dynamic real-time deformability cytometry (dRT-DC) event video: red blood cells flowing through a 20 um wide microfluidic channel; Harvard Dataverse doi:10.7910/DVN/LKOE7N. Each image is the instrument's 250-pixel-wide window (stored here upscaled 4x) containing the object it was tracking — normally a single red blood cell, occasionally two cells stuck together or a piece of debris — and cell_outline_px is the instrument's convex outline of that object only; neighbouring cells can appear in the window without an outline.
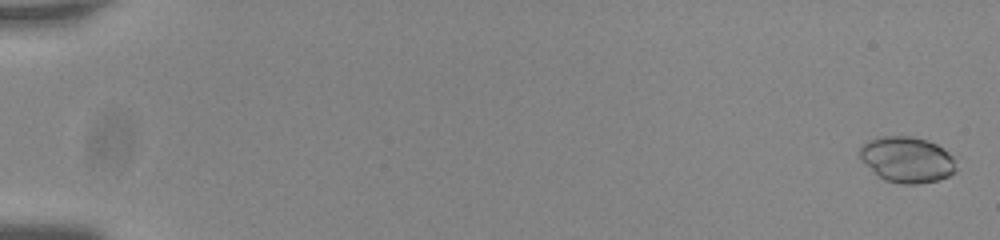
{"species": "common noctule bat (a hibernating species)", "species_latin": "Nyctalus noctula", "temperature_condition": "room temperature", "stored_images_in_passage": 57, "camera_frame_rate_fps": 3000, "um_per_image_px": 0.085, "animal": {"sex": "male", "body_mass_g": 20.0, "forearm_length_mm": 53.3}, "frame": {"image": 1, "passage_image": 2, "time_ms": 0.333, "image_size_px": [1000, 240], "cell_outline_px": [[956, 172], [948, 176], [936, 180], [916, 184], [904, 184], [884, 180], [860, 160], [860, 148], [868, 140], [880, 136], [912, 136], [928, 140], [944, 148], [952, 156], [956, 168]], "centroid_in_image_um": [77.09, 13.55], "position_along_channel_um": 7.9, "area_um2": 25.72}}
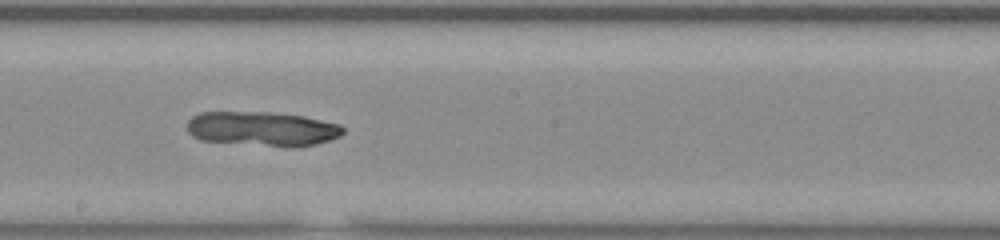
{"frame": {"image": 2, "passage_image": 34, "time_ms": 11.0, "image_size_px": [1000, 240], "cell_outline_px": [[344, 132], [340, 136], [316, 144], [292, 148], [288, 148], [200, 140], [192, 136], [188, 132], [188, 120], [192, 116], [200, 112], [268, 112], [304, 116], [340, 124], [344, 128]], "centroid_in_image_um": [22.3, 10.96], "position_along_channel_um": 225.9, "area_um2": 31.62}}
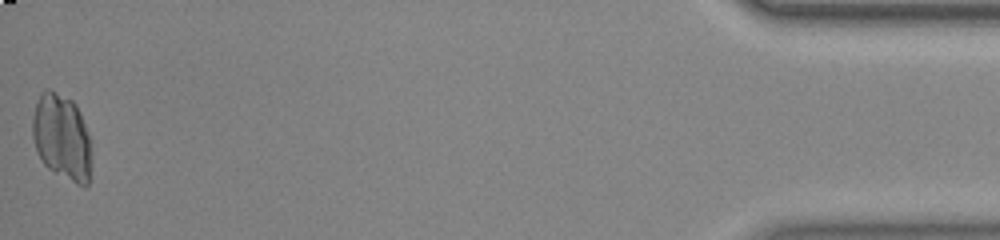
{"frame": {"image": 3, "passage_image": 57, "time_ms": 18.667, "image_size_px": [1000, 240], "cell_outline_px": [[88, 184], [84, 188], [76, 184], [48, 168], [44, 164], [36, 152], [32, 136], [32, 120], [36, 104], [40, 92], [44, 88], [48, 88], [72, 100], [76, 104], [80, 112], [88, 136]], "centroid_in_image_um": [5.19, 11.62], "position_along_channel_um": 430.0, "area_um2": 29.07}}